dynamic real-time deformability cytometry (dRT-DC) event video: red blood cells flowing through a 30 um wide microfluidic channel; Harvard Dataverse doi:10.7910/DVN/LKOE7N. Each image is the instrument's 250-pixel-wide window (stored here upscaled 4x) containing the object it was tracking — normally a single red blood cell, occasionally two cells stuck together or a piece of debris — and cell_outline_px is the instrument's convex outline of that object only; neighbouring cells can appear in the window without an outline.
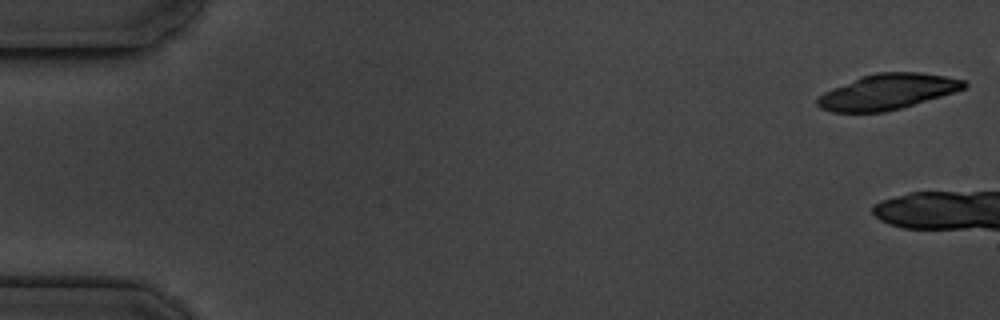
{"species": "common noctule bat (a hibernating species)", "species_latin": "Nyctalus noctula", "temperature_condition": "cold", "stored_images_in_passage": 5, "camera_frame_rate_fps": 3000, "um_per_image_px": 0.085, "animal": {"sex": "male", "body_mass_g": 19.5, "forearm_length_mm": 54.6}, "frame": {"image": 1, "passage_image": 1, "time_ms": 0.0, "image_size_px": [1000, 320], "cell_outline_px": [[968, 84], [964, 88], [940, 96], [900, 108], [884, 112], [832, 112], [820, 108], [816, 104], [816, 100], [824, 92], [832, 88], [860, 76], [876, 72], [920, 72], [944, 76], [964, 80]], "centroid_in_image_um": [75.38, 7.79], "position_along_channel_um": 9.6, "area_um2": 30.06}}